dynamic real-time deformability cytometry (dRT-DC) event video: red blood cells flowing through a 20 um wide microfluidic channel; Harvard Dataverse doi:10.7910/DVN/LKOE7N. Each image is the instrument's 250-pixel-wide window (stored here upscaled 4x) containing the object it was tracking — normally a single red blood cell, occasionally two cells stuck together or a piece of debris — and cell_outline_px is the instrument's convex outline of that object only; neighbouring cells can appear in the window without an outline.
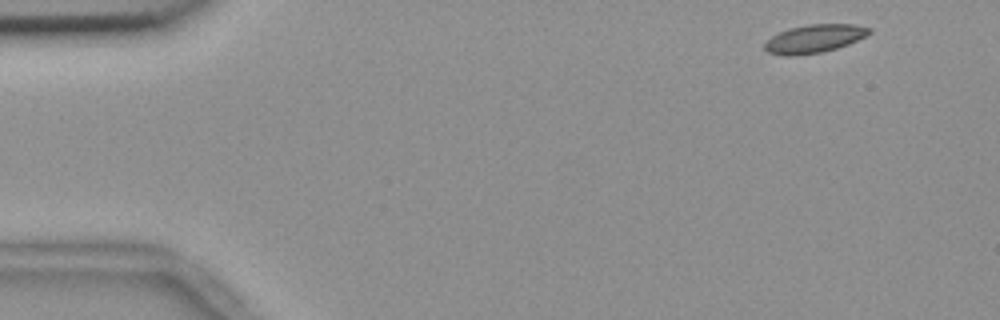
{"species": "common noctule bat (a hibernating species)", "species_latin": "Nyctalus noctula", "temperature_condition": "room temperature", "stored_images_in_passage": 53, "camera_frame_rate_fps": 3000, "um_per_image_px": 0.085, "animal": {"sex": "female", "body_mass_g": 18.4}, "frame": {"image": 1, "passage_image": 2, "time_ms": 0.333, "image_size_px": [1000, 320], "cell_outline_px": [[872, 32], [848, 44], [836, 48], [820, 52], [796, 56], [784, 56], [768, 52], [764, 48], [764, 44], [772, 36], [788, 28], [808, 24], [856, 24], [872, 28]], "centroid_in_image_um": [69.21, 3.28], "position_along_channel_um": 15.8, "area_um2": 17.17}}
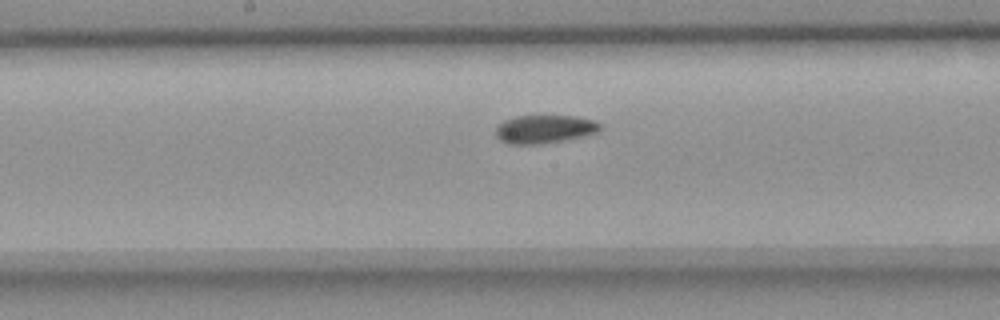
{"frame": {"image": 2, "passage_image": 26, "time_ms": 8.333, "image_size_px": [1000, 320], "cell_outline_px": [[600, 132], [540, 144], [508, 144], [500, 140], [496, 136], [496, 128], [504, 120], [516, 116], [572, 116], [596, 120], [600, 124]], "centroid_in_image_um": [46.27, 10.97], "position_along_channel_um": 201.9, "area_um2": 16.99}}
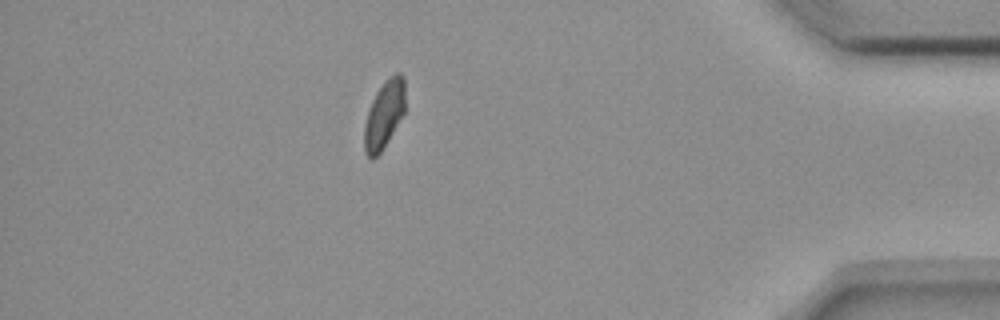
{"frame": {"image": 3, "passage_image": 46, "time_ms": 15.0, "image_size_px": [1000, 320], "cell_outline_px": [[404, 112], [380, 152], [372, 160], [364, 152], [364, 128], [368, 112], [372, 100], [376, 92], [384, 80], [396, 72], [400, 72], [404, 76]], "centroid_in_image_um": [32.64, 9.69], "position_along_channel_um": 402.6, "area_um2": 15.84}, "authors_computed_cell_mechanics": {"area_um2": 17.2822, "velocity_mm_per_s": 3.6614, "shape_relaxation_time_tau1_ms": null, "shape_relaxation_time_tau2_ms": 5.0357, "deformation_change_tau1": null, "deformation_change_tau2": 0.0809}}